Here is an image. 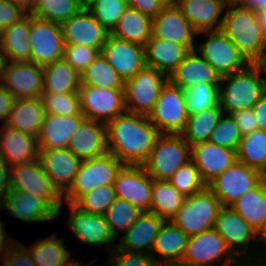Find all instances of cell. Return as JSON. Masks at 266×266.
<instances>
[{
	"label": "cell",
	"mask_w": 266,
	"mask_h": 266,
	"mask_svg": "<svg viewBox=\"0 0 266 266\" xmlns=\"http://www.w3.org/2000/svg\"><path fill=\"white\" fill-rule=\"evenodd\" d=\"M106 126L108 153L123 165L143 166L161 135L148 116L128 111L116 116Z\"/></svg>",
	"instance_id": "obj_1"
},
{
	"label": "cell",
	"mask_w": 266,
	"mask_h": 266,
	"mask_svg": "<svg viewBox=\"0 0 266 266\" xmlns=\"http://www.w3.org/2000/svg\"><path fill=\"white\" fill-rule=\"evenodd\" d=\"M221 30L250 64L261 60L266 36L256 10L241 4L227 5Z\"/></svg>",
	"instance_id": "obj_2"
},
{
	"label": "cell",
	"mask_w": 266,
	"mask_h": 266,
	"mask_svg": "<svg viewBox=\"0 0 266 266\" xmlns=\"http://www.w3.org/2000/svg\"><path fill=\"white\" fill-rule=\"evenodd\" d=\"M266 91V80L258 64H249L243 70L221 77L220 107L225 114L250 109Z\"/></svg>",
	"instance_id": "obj_3"
},
{
	"label": "cell",
	"mask_w": 266,
	"mask_h": 266,
	"mask_svg": "<svg viewBox=\"0 0 266 266\" xmlns=\"http://www.w3.org/2000/svg\"><path fill=\"white\" fill-rule=\"evenodd\" d=\"M213 228L245 266H255L256 231L237 212L222 207Z\"/></svg>",
	"instance_id": "obj_4"
},
{
	"label": "cell",
	"mask_w": 266,
	"mask_h": 266,
	"mask_svg": "<svg viewBox=\"0 0 266 266\" xmlns=\"http://www.w3.org/2000/svg\"><path fill=\"white\" fill-rule=\"evenodd\" d=\"M201 36L206 39L203 41ZM195 50L221 77L239 72L250 64L222 30L198 33Z\"/></svg>",
	"instance_id": "obj_5"
},
{
	"label": "cell",
	"mask_w": 266,
	"mask_h": 266,
	"mask_svg": "<svg viewBox=\"0 0 266 266\" xmlns=\"http://www.w3.org/2000/svg\"><path fill=\"white\" fill-rule=\"evenodd\" d=\"M222 205L206 186L200 192L188 196L176 215L170 220L188 236L212 229Z\"/></svg>",
	"instance_id": "obj_6"
},
{
	"label": "cell",
	"mask_w": 266,
	"mask_h": 266,
	"mask_svg": "<svg viewBox=\"0 0 266 266\" xmlns=\"http://www.w3.org/2000/svg\"><path fill=\"white\" fill-rule=\"evenodd\" d=\"M124 165L112 154L82 161L72 185L63 194V202L74 204L82 195L96 187L114 185L117 173Z\"/></svg>",
	"instance_id": "obj_7"
},
{
	"label": "cell",
	"mask_w": 266,
	"mask_h": 266,
	"mask_svg": "<svg viewBox=\"0 0 266 266\" xmlns=\"http://www.w3.org/2000/svg\"><path fill=\"white\" fill-rule=\"evenodd\" d=\"M189 161L191 146L182 135L161 134L143 166L154 180H168L179 167Z\"/></svg>",
	"instance_id": "obj_8"
},
{
	"label": "cell",
	"mask_w": 266,
	"mask_h": 266,
	"mask_svg": "<svg viewBox=\"0 0 266 266\" xmlns=\"http://www.w3.org/2000/svg\"><path fill=\"white\" fill-rule=\"evenodd\" d=\"M169 78L145 66L124 84L125 106L130 113L148 116Z\"/></svg>",
	"instance_id": "obj_9"
},
{
	"label": "cell",
	"mask_w": 266,
	"mask_h": 266,
	"mask_svg": "<svg viewBox=\"0 0 266 266\" xmlns=\"http://www.w3.org/2000/svg\"><path fill=\"white\" fill-rule=\"evenodd\" d=\"M183 259L194 266H245L214 228L189 236Z\"/></svg>",
	"instance_id": "obj_10"
},
{
	"label": "cell",
	"mask_w": 266,
	"mask_h": 266,
	"mask_svg": "<svg viewBox=\"0 0 266 266\" xmlns=\"http://www.w3.org/2000/svg\"><path fill=\"white\" fill-rule=\"evenodd\" d=\"M188 117L184 90L168 81L148 115L150 122L161 134L181 135Z\"/></svg>",
	"instance_id": "obj_11"
},
{
	"label": "cell",
	"mask_w": 266,
	"mask_h": 266,
	"mask_svg": "<svg viewBox=\"0 0 266 266\" xmlns=\"http://www.w3.org/2000/svg\"><path fill=\"white\" fill-rule=\"evenodd\" d=\"M10 188L44 198L61 215L63 195L46 176L40 159L10 167Z\"/></svg>",
	"instance_id": "obj_12"
},
{
	"label": "cell",
	"mask_w": 266,
	"mask_h": 266,
	"mask_svg": "<svg viewBox=\"0 0 266 266\" xmlns=\"http://www.w3.org/2000/svg\"><path fill=\"white\" fill-rule=\"evenodd\" d=\"M80 110L86 119L107 124L126 112L124 88L80 85Z\"/></svg>",
	"instance_id": "obj_13"
},
{
	"label": "cell",
	"mask_w": 266,
	"mask_h": 266,
	"mask_svg": "<svg viewBox=\"0 0 266 266\" xmlns=\"http://www.w3.org/2000/svg\"><path fill=\"white\" fill-rule=\"evenodd\" d=\"M67 205L68 216L67 224L73 236L82 244H89L91 247L107 249L109 255L115 248L117 241L106 221L105 216L94 215L80 210L72 203L63 202L61 209Z\"/></svg>",
	"instance_id": "obj_14"
},
{
	"label": "cell",
	"mask_w": 266,
	"mask_h": 266,
	"mask_svg": "<svg viewBox=\"0 0 266 266\" xmlns=\"http://www.w3.org/2000/svg\"><path fill=\"white\" fill-rule=\"evenodd\" d=\"M265 177L258 170L236 160L207 187L218 198L222 207H230L245 192L254 189Z\"/></svg>",
	"instance_id": "obj_15"
},
{
	"label": "cell",
	"mask_w": 266,
	"mask_h": 266,
	"mask_svg": "<svg viewBox=\"0 0 266 266\" xmlns=\"http://www.w3.org/2000/svg\"><path fill=\"white\" fill-rule=\"evenodd\" d=\"M30 61L44 67L63 59L64 39L61 25L30 14Z\"/></svg>",
	"instance_id": "obj_16"
},
{
	"label": "cell",
	"mask_w": 266,
	"mask_h": 266,
	"mask_svg": "<svg viewBox=\"0 0 266 266\" xmlns=\"http://www.w3.org/2000/svg\"><path fill=\"white\" fill-rule=\"evenodd\" d=\"M1 85L15 99L41 98L43 93V67L31 61L2 64Z\"/></svg>",
	"instance_id": "obj_17"
},
{
	"label": "cell",
	"mask_w": 266,
	"mask_h": 266,
	"mask_svg": "<svg viewBox=\"0 0 266 266\" xmlns=\"http://www.w3.org/2000/svg\"><path fill=\"white\" fill-rule=\"evenodd\" d=\"M153 182L144 166L124 165L114 181L116 197L129 201L142 212H150Z\"/></svg>",
	"instance_id": "obj_18"
},
{
	"label": "cell",
	"mask_w": 266,
	"mask_h": 266,
	"mask_svg": "<svg viewBox=\"0 0 266 266\" xmlns=\"http://www.w3.org/2000/svg\"><path fill=\"white\" fill-rule=\"evenodd\" d=\"M198 32L176 5H166L152 19V37L185 45L195 50Z\"/></svg>",
	"instance_id": "obj_19"
},
{
	"label": "cell",
	"mask_w": 266,
	"mask_h": 266,
	"mask_svg": "<svg viewBox=\"0 0 266 266\" xmlns=\"http://www.w3.org/2000/svg\"><path fill=\"white\" fill-rule=\"evenodd\" d=\"M65 45H85L103 49L109 33L87 8H82L75 16L61 24Z\"/></svg>",
	"instance_id": "obj_20"
},
{
	"label": "cell",
	"mask_w": 266,
	"mask_h": 266,
	"mask_svg": "<svg viewBox=\"0 0 266 266\" xmlns=\"http://www.w3.org/2000/svg\"><path fill=\"white\" fill-rule=\"evenodd\" d=\"M101 54L125 82L142 70L145 64L143 45L109 35Z\"/></svg>",
	"instance_id": "obj_21"
},
{
	"label": "cell",
	"mask_w": 266,
	"mask_h": 266,
	"mask_svg": "<svg viewBox=\"0 0 266 266\" xmlns=\"http://www.w3.org/2000/svg\"><path fill=\"white\" fill-rule=\"evenodd\" d=\"M1 212L25 223H49L59 217L58 212L42 197L19 190H10Z\"/></svg>",
	"instance_id": "obj_22"
},
{
	"label": "cell",
	"mask_w": 266,
	"mask_h": 266,
	"mask_svg": "<svg viewBox=\"0 0 266 266\" xmlns=\"http://www.w3.org/2000/svg\"><path fill=\"white\" fill-rule=\"evenodd\" d=\"M39 159L46 176L63 195L75 178L82 160L68 148L40 149Z\"/></svg>",
	"instance_id": "obj_23"
},
{
	"label": "cell",
	"mask_w": 266,
	"mask_h": 266,
	"mask_svg": "<svg viewBox=\"0 0 266 266\" xmlns=\"http://www.w3.org/2000/svg\"><path fill=\"white\" fill-rule=\"evenodd\" d=\"M191 160L207 186L228 169L237 158L235 150L206 141L191 146Z\"/></svg>",
	"instance_id": "obj_24"
},
{
	"label": "cell",
	"mask_w": 266,
	"mask_h": 266,
	"mask_svg": "<svg viewBox=\"0 0 266 266\" xmlns=\"http://www.w3.org/2000/svg\"><path fill=\"white\" fill-rule=\"evenodd\" d=\"M164 221L154 213L142 212L130 228L118 238L116 247L123 251L151 255L152 247Z\"/></svg>",
	"instance_id": "obj_25"
},
{
	"label": "cell",
	"mask_w": 266,
	"mask_h": 266,
	"mask_svg": "<svg viewBox=\"0 0 266 266\" xmlns=\"http://www.w3.org/2000/svg\"><path fill=\"white\" fill-rule=\"evenodd\" d=\"M38 138L7 125L0 127V158L9 167L39 158Z\"/></svg>",
	"instance_id": "obj_26"
},
{
	"label": "cell",
	"mask_w": 266,
	"mask_h": 266,
	"mask_svg": "<svg viewBox=\"0 0 266 266\" xmlns=\"http://www.w3.org/2000/svg\"><path fill=\"white\" fill-rule=\"evenodd\" d=\"M68 149L82 161L106 155L108 153L106 124L85 119L72 135Z\"/></svg>",
	"instance_id": "obj_27"
},
{
	"label": "cell",
	"mask_w": 266,
	"mask_h": 266,
	"mask_svg": "<svg viewBox=\"0 0 266 266\" xmlns=\"http://www.w3.org/2000/svg\"><path fill=\"white\" fill-rule=\"evenodd\" d=\"M168 78L183 90L201 83L220 85L221 81V76L196 50L190 51Z\"/></svg>",
	"instance_id": "obj_28"
},
{
	"label": "cell",
	"mask_w": 266,
	"mask_h": 266,
	"mask_svg": "<svg viewBox=\"0 0 266 266\" xmlns=\"http://www.w3.org/2000/svg\"><path fill=\"white\" fill-rule=\"evenodd\" d=\"M176 6L200 33L221 30L227 4L223 0H177Z\"/></svg>",
	"instance_id": "obj_29"
},
{
	"label": "cell",
	"mask_w": 266,
	"mask_h": 266,
	"mask_svg": "<svg viewBox=\"0 0 266 266\" xmlns=\"http://www.w3.org/2000/svg\"><path fill=\"white\" fill-rule=\"evenodd\" d=\"M86 117L80 112L73 116L46 114L38 136L40 149L68 148L72 135Z\"/></svg>",
	"instance_id": "obj_30"
},
{
	"label": "cell",
	"mask_w": 266,
	"mask_h": 266,
	"mask_svg": "<svg viewBox=\"0 0 266 266\" xmlns=\"http://www.w3.org/2000/svg\"><path fill=\"white\" fill-rule=\"evenodd\" d=\"M145 47V64L169 77L190 50L183 44L151 37Z\"/></svg>",
	"instance_id": "obj_31"
},
{
	"label": "cell",
	"mask_w": 266,
	"mask_h": 266,
	"mask_svg": "<svg viewBox=\"0 0 266 266\" xmlns=\"http://www.w3.org/2000/svg\"><path fill=\"white\" fill-rule=\"evenodd\" d=\"M0 54L4 61H30V14L0 32Z\"/></svg>",
	"instance_id": "obj_32"
},
{
	"label": "cell",
	"mask_w": 266,
	"mask_h": 266,
	"mask_svg": "<svg viewBox=\"0 0 266 266\" xmlns=\"http://www.w3.org/2000/svg\"><path fill=\"white\" fill-rule=\"evenodd\" d=\"M45 116L41 98L15 99L5 125L38 138Z\"/></svg>",
	"instance_id": "obj_33"
},
{
	"label": "cell",
	"mask_w": 266,
	"mask_h": 266,
	"mask_svg": "<svg viewBox=\"0 0 266 266\" xmlns=\"http://www.w3.org/2000/svg\"><path fill=\"white\" fill-rule=\"evenodd\" d=\"M64 238H59L57 233L40 238L32 246L20 243L30 255L36 266H69L77 259L72 258V252L67 249Z\"/></svg>",
	"instance_id": "obj_34"
},
{
	"label": "cell",
	"mask_w": 266,
	"mask_h": 266,
	"mask_svg": "<svg viewBox=\"0 0 266 266\" xmlns=\"http://www.w3.org/2000/svg\"><path fill=\"white\" fill-rule=\"evenodd\" d=\"M189 236L172 221H164L151 250V257L158 263L183 259Z\"/></svg>",
	"instance_id": "obj_35"
},
{
	"label": "cell",
	"mask_w": 266,
	"mask_h": 266,
	"mask_svg": "<svg viewBox=\"0 0 266 266\" xmlns=\"http://www.w3.org/2000/svg\"><path fill=\"white\" fill-rule=\"evenodd\" d=\"M80 74L64 59L43 67V93H78Z\"/></svg>",
	"instance_id": "obj_36"
},
{
	"label": "cell",
	"mask_w": 266,
	"mask_h": 266,
	"mask_svg": "<svg viewBox=\"0 0 266 266\" xmlns=\"http://www.w3.org/2000/svg\"><path fill=\"white\" fill-rule=\"evenodd\" d=\"M230 207L257 232L266 221V177Z\"/></svg>",
	"instance_id": "obj_37"
},
{
	"label": "cell",
	"mask_w": 266,
	"mask_h": 266,
	"mask_svg": "<svg viewBox=\"0 0 266 266\" xmlns=\"http://www.w3.org/2000/svg\"><path fill=\"white\" fill-rule=\"evenodd\" d=\"M111 34L118 39L145 46L152 37V18L128 7Z\"/></svg>",
	"instance_id": "obj_38"
},
{
	"label": "cell",
	"mask_w": 266,
	"mask_h": 266,
	"mask_svg": "<svg viewBox=\"0 0 266 266\" xmlns=\"http://www.w3.org/2000/svg\"><path fill=\"white\" fill-rule=\"evenodd\" d=\"M180 193L168 180H154L150 212L165 221L171 220L185 202Z\"/></svg>",
	"instance_id": "obj_39"
},
{
	"label": "cell",
	"mask_w": 266,
	"mask_h": 266,
	"mask_svg": "<svg viewBox=\"0 0 266 266\" xmlns=\"http://www.w3.org/2000/svg\"><path fill=\"white\" fill-rule=\"evenodd\" d=\"M223 113L219 105L203 110L200 113L190 115L187 119L185 130L181 134L183 139L190 146L209 141Z\"/></svg>",
	"instance_id": "obj_40"
},
{
	"label": "cell",
	"mask_w": 266,
	"mask_h": 266,
	"mask_svg": "<svg viewBox=\"0 0 266 266\" xmlns=\"http://www.w3.org/2000/svg\"><path fill=\"white\" fill-rule=\"evenodd\" d=\"M236 158L266 176V131L257 129L243 135L236 150Z\"/></svg>",
	"instance_id": "obj_41"
},
{
	"label": "cell",
	"mask_w": 266,
	"mask_h": 266,
	"mask_svg": "<svg viewBox=\"0 0 266 266\" xmlns=\"http://www.w3.org/2000/svg\"><path fill=\"white\" fill-rule=\"evenodd\" d=\"M82 8L81 0H36L30 14L61 25Z\"/></svg>",
	"instance_id": "obj_42"
},
{
	"label": "cell",
	"mask_w": 266,
	"mask_h": 266,
	"mask_svg": "<svg viewBox=\"0 0 266 266\" xmlns=\"http://www.w3.org/2000/svg\"><path fill=\"white\" fill-rule=\"evenodd\" d=\"M81 84L93 87L124 88L125 82L100 53L80 75Z\"/></svg>",
	"instance_id": "obj_43"
},
{
	"label": "cell",
	"mask_w": 266,
	"mask_h": 266,
	"mask_svg": "<svg viewBox=\"0 0 266 266\" xmlns=\"http://www.w3.org/2000/svg\"><path fill=\"white\" fill-rule=\"evenodd\" d=\"M141 213L142 211L129 201L116 198L105 213L106 221L114 238L117 240L120 233L123 235Z\"/></svg>",
	"instance_id": "obj_44"
},
{
	"label": "cell",
	"mask_w": 266,
	"mask_h": 266,
	"mask_svg": "<svg viewBox=\"0 0 266 266\" xmlns=\"http://www.w3.org/2000/svg\"><path fill=\"white\" fill-rule=\"evenodd\" d=\"M184 95L189 116L220 105L219 85L197 84L185 89Z\"/></svg>",
	"instance_id": "obj_45"
},
{
	"label": "cell",
	"mask_w": 266,
	"mask_h": 266,
	"mask_svg": "<svg viewBox=\"0 0 266 266\" xmlns=\"http://www.w3.org/2000/svg\"><path fill=\"white\" fill-rule=\"evenodd\" d=\"M128 7L127 0H95L87 9L109 33H112Z\"/></svg>",
	"instance_id": "obj_46"
},
{
	"label": "cell",
	"mask_w": 266,
	"mask_h": 266,
	"mask_svg": "<svg viewBox=\"0 0 266 266\" xmlns=\"http://www.w3.org/2000/svg\"><path fill=\"white\" fill-rule=\"evenodd\" d=\"M116 198L114 185H105L96 187L89 193L82 195L74 205L84 212L105 216L109 205L113 203Z\"/></svg>",
	"instance_id": "obj_47"
},
{
	"label": "cell",
	"mask_w": 266,
	"mask_h": 266,
	"mask_svg": "<svg viewBox=\"0 0 266 266\" xmlns=\"http://www.w3.org/2000/svg\"><path fill=\"white\" fill-rule=\"evenodd\" d=\"M168 181L186 197L192 196L206 187L192 160L179 167Z\"/></svg>",
	"instance_id": "obj_48"
},
{
	"label": "cell",
	"mask_w": 266,
	"mask_h": 266,
	"mask_svg": "<svg viewBox=\"0 0 266 266\" xmlns=\"http://www.w3.org/2000/svg\"><path fill=\"white\" fill-rule=\"evenodd\" d=\"M41 99L46 114L73 116L81 112L78 93H42Z\"/></svg>",
	"instance_id": "obj_49"
},
{
	"label": "cell",
	"mask_w": 266,
	"mask_h": 266,
	"mask_svg": "<svg viewBox=\"0 0 266 266\" xmlns=\"http://www.w3.org/2000/svg\"><path fill=\"white\" fill-rule=\"evenodd\" d=\"M241 138L242 135L232 115L223 113L209 141L218 146L236 151Z\"/></svg>",
	"instance_id": "obj_50"
},
{
	"label": "cell",
	"mask_w": 266,
	"mask_h": 266,
	"mask_svg": "<svg viewBox=\"0 0 266 266\" xmlns=\"http://www.w3.org/2000/svg\"><path fill=\"white\" fill-rule=\"evenodd\" d=\"M99 54L97 49L85 45H65L63 59L81 75Z\"/></svg>",
	"instance_id": "obj_51"
},
{
	"label": "cell",
	"mask_w": 266,
	"mask_h": 266,
	"mask_svg": "<svg viewBox=\"0 0 266 266\" xmlns=\"http://www.w3.org/2000/svg\"><path fill=\"white\" fill-rule=\"evenodd\" d=\"M108 256L109 266H159L148 254L123 251L117 247Z\"/></svg>",
	"instance_id": "obj_52"
},
{
	"label": "cell",
	"mask_w": 266,
	"mask_h": 266,
	"mask_svg": "<svg viewBox=\"0 0 266 266\" xmlns=\"http://www.w3.org/2000/svg\"><path fill=\"white\" fill-rule=\"evenodd\" d=\"M27 14L20 6L12 4L8 0H0V32L8 26L19 22Z\"/></svg>",
	"instance_id": "obj_53"
},
{
	"label": "cell",
	"mask_w": 266,
	"mask_h": 266,
	"mask_svg": "<svg viewBox=\"0 0 266 266\" xmlns=\"http://www.w3.org/2000/svg\"><path fill=\"white\" fill-rule=\"evenodd\" d=\"M1 266H36L27 250L18 241L7 253Z\"/></svg>",
	"instance_id": "obj_54"
},
{
	"label": "cell",
	"mask_w": 266,
	"mask_h": 266,
	"mask_svg": "<svg viewBox=\"0 0 266 266\" xmlns=\"http://www.w3.org/2000/svg\"><path fill=\"white\" fill-rule=\"evenodd\" d=\"M231 115L234 118L242 136L252 133L254 130L258 129L253 108L238 110Z\"/></svg>",
	"instance_id": "obj_55"
},
{
	"label": "cell",
	"mask_w": 266,
	"mask_h": 266,
	"mask_svg": "<svg viewBox=\"0 0 266 266\" xmlns=\"http://www.w3.org/2000/svg\"><path fill=\"white\" fill-rule=\"evenodd\" d=\"M128 6L139 10L142 14L155 18L166 6L160 0H127Z\"/></svg>",
	"instance_id": "obj_56"
},
{
	"label": "cell",
	"mask_w": 266,
	"mask_h": 266,
	"mask_svg": "<svg viewBox=\"0 0 266 266\" xmlns=\"http://www.w3.org/2000/svg\"><path fill=\"white\" fill-rule=\"evenodd\" d=\"M255 266H266V221L256 232Z\"/></svg>",
	"instance_id": "obj_57"
},
{
	"label": "cell",
	"mask_w": 266,
	"mask_h": 266,
	"mask_svg": "<svg viewBox=\"0 0 266 266\" xmlns=\"http://www.w3.org/2000/svg\"><path fill=\"white\" fill-rule=\"evenodd\" d=\"M15 97L6 90L2 85L0 86V127L3 126L10 114Z\"/></svg>",
	"instance_id": "obj_58"
},
{
	"label": "cell",
	"mask_w": 266,
	"mask_h": 266,
	"mask_svg": "<svg viewBox=\"0 0 266 266\" xmlns=\"http://www.w3.org/2000/svg\"><path fill=\"white\" fill-rule=\"evenodd\" d=\"M10 167L0 158V210L4 205L6 197L9 195L10 188Z\"/></svg>",
	"instance_id": "obj_59"
},
{
	"label": "cell",
	"mask_w": 266,
	"mask_h": 266,
	"mask_svg": "<svg viewBox=\"0 0 266 266\" xmlns=\"http://www.w3.org/2000/svg\"><path fill=\"white\" fill-rule=\"evenodd\" d=\"M1 213V212H0ZM5 224L2 222L0 218V261L2 262L3 258L7 255V253L12 249V247L18 242L15 238L7 235V231H5Z\"/></svg>",
	"instance_id": "obj_60"
},
{
	"label": "cell",
	"mask_w": 266,
	"mask_h": 266,
	"mask_svg": "<svg viewBox=\"0 0 266 266\" xmlns=\"http://www.w3.org/2000/svg\"><path fill=\"white\" fill-rule=\"evenodd\" d=\"M258 129L266 131V91L253 107Z\"/></svg>",
	"instance_id": "obj_61"
},
{
	"label": "cell",
	"mask_w": 266,
	"mask_h": 266,
	"mask_svg": "<svg viewBox=\"0 0 266 266\" xmlns=\"http://www.w3.org/2000/svg\"><path fill=\"white\" fill-rule=\"evenodd\" d=\"M8 1H10L12 4L20 6L28 14L31 13L36 2V0H8Z\"/></svg>",
	"instance_id": "obj_62"
},
{
	"label": "cell",
	"mask_w": 266,
	"mask_h": 266,
	"mask_svg": "<svg viewBox=\"0 0 266 266\" xmlns=\"http://www.w3.org/2000/svg\"><path fill=\"white\" fill-rule=\"evenodd\" d=\"M241 5L257 11L266 5V0H244Z\"/></svg>",
	"instance_id": "obj_63"
},
{
	"label": "cell",
	"mask_w": 266,
	"mask_h": 266,
	"mask_svg": "<svg viewBox=\"0 0 266 266\" xmlns=\"http://www.w3.org/2000/svg\"><path fill=\"white\" fill-rule=\"evenodd\" d=\"M159 266H194V265L185 261L184 259H179V260H171L160 263Z\"/></svg>",
	"instance_id": "obj_64"
},
{
	"label": "cell",
	"mask_w": 266,
	"mask_h": 266,
	"mask_svg": "<svg viewBox=\"0 0 266 266\" xmlns=\"http://www.w3.org/2000/svg\"><path fill=\"white\" fill-rule=\"evenodd\" d=\"M259 22L264 30L266 36V5L261 9L257 10Z\"/></svg>",
	"instance_id": "obj_65"
},
{
	"label": "cell",
	"mask_w": 266,
	"mask_h": 266,
	"mask_svg": "<svg viewBox=\"0 0 266 266\" xmlns=\"http://www.w3.org/2000/svg\"><path fill=\"white\" fill-rule=\"evenodd\" d=\"M257 64L260 66L263 76L266 80V53L262 54V58Z\"/></svg>",
	"instance_id": "obj_66"
},
{
	"label": "cell",
	"mask_w": 266,
	"mask_h": 266,
	"mask_svg": "<svg viewBox=\"0 0 266 266\" xmlns=\"http://www.w3.org/2000/svg\"><path fill=\"white\" fill-rule=\"evenodd\" d=\"M227 5L242 4L244 0H223Z\"/></svg>",
	"instance_id": "obj_67"
},
{
	"label": "cell",
	"mask_w": 266,
	"mask_h": 266,
	"mask_svg": "<svg viewBox=\"0 0 266 266\" xmlns=\"http://www.w3.org/2000/svg\"><path fill=\"white\" fill-rule=\"evenodd\" d=\"M165 5H176L177 0H160Z\"/></svg>",
	"instance_id": "obj_68"
},
{
	"label": "cell",
	"mask_w": 266,
	"mask_h": 266,
	"mask_svg": "<svg viewBox=\"0 0 266 266\" xmlns=\"http://www.w3.org/2000/svg\"><path fill=\"white\" fill-rule=\"evenodd\" d=\"M94 1L95 0H81L82 5H83L84 8H87Z\"/></svg>",
	"instance_id": "obj_69"
},
{
	"label": "cell",
	"mask_w": 266,
	"mask_h": 266,
	"mask_svg": "<svg viewBox=\"0 0 266 266\" xmlns=\"http://www.w3.org/2000/svg\"><path fill=\"white\" fill-rule=\"evenodd\" d=\"M4 60L2 58V55L0 54V86H1V79H2V64Z\"/></svg>",
	"instance_id": "obj_70"
},
{
	"label": "cell",
	"mask_w": 266,
	"mask_h": 266,
	"mask_svg": "<svg viewBox=\"0 0 266 266\" xmlns=\"http://www.w3.org/2000/svg\"><path fill=\"white\" fill-rule=\"evenodd\" d=\"M263 53H266V40H265V48H264Z\"/></svg>",
	"instance_id": "obj_71"
}]
</instances>
